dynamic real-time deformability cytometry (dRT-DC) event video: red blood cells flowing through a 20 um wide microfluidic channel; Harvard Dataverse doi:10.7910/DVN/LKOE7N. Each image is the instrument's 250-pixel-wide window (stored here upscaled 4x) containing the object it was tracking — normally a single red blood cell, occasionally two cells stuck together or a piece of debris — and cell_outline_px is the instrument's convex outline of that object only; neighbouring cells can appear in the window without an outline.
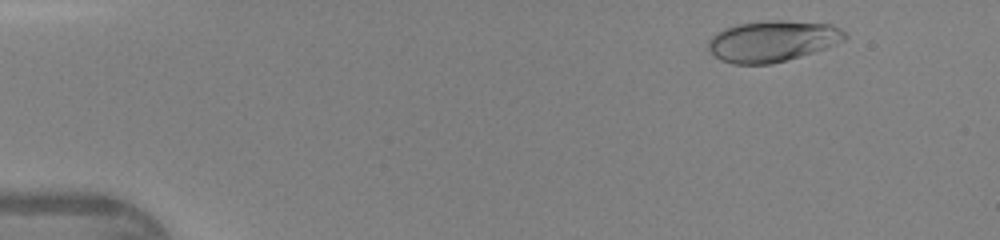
{"species": "human", "species_latin": "Homo sapiens", "temperature_condition": "warm", "stored_images_in_passage": 46, "camera_frame_rate_fps": 3000, "um_per_image_px": 0.085, "donor": {"sex": "female"}, "frame": {"image": 1, "passage_image": 5, "time_ms": 1.333, "image_size_px": [1000, 240], "cell_outline_px": [[848, 36], [844, 40], [824, 48], [800, 56], [772, 64], [732, 64], [720, 60], [708, 48], [708, 40], [716, 32], [724, 28], [736, 24], [772, 20], [780, 20], [832, 24], [848, 32]], "centroid_in_image_um": [65.65, 3.49], "position_along_channel_um": 19.3, "area_um2": 32.71}}
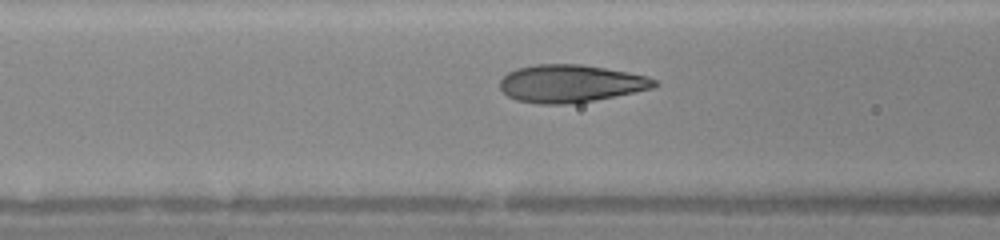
{"frame": {"image": 2, "passage_image": 19, "time_ms": 6.0, "image_size_px": [1000, 240], "cell_outline_px": [[660, 84], [652, 88], [592, 100], [564, 104], [540, 104], [516, 100], [508, 96], [500, 88], [500, 80], [508, 72], [516, 68], [536, 64], [580, 64], [628, 72], [648, 76], [656, 80]], "centroid_in_image_um": [48.47, 7.09], "position_along_channel_um": 118.1, "area_um2": 33.58}}
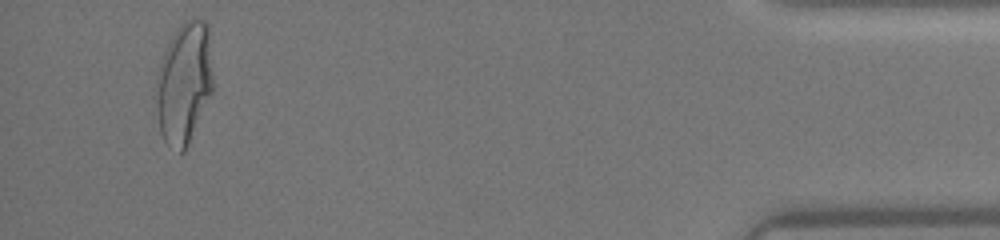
{"frame": {"image": 3, "passage_image": 44, "time_ms": 14.333, "image_size_px": [1000, 240], "cell_outline_px": [[212, 92], [188, 144], [184, 152], [180, 152], [168, 144], [164, 140], [160, 132], [156, 80], [156, 76], [164, 52], [172, 36], [180, 24], [192, 16], [208, 20], [212, 76]], "centroid_in_image_um": [15.67, 6.98], "position_along_channel_um": 419.5, "area_um2": 39.88}, "authors_computed_cell_mechanics": {"area_um2": 33.4951, "velocity_mm_per_s": 4.3903, "shape_relaxation_time_tau1_ms": 3.6944, "shape_relaxation_time_tau2_ms": null, "deformation_change_tau1": 0.1877, "deformation_change_tau2": null}}